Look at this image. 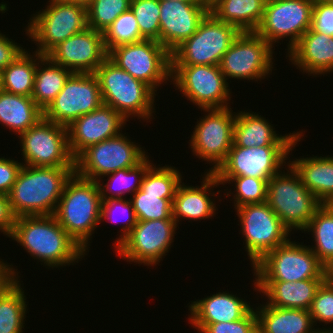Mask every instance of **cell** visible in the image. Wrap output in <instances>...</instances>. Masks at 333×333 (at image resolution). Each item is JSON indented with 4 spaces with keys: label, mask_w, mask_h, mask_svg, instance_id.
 <instances>
[{
    "label": "cell",
    "mask_w": 333,
    "mask_h": 333,
    "mask_svg": "<svg viewBox=\"0 0 333 333\" xmlns=\"http://www.w3.org/2000/svg\"><path fill=\"white\" fill-rule=\"evenodd\" d=\"M159 1H165V0H159ZM170 1V0H167ZM173 1H182V2H204V0H173Z\"/></svg>",
    "instance_id": "53"
},
{
    "label": "cell",
    "mask_w": 333,
    "mask_h": 333,
    "mask_svg": "<svg viewBox=\"0 0 333 333\" xmlns=\"http://www.w3.org/2000/svg\"><path fill=\"white\" fill-rule=\"evenodd\" d=\"M209 12L205 2L160 1L159 43L171 53L196 32Z\"/></svg>",
    "instance_id": "21"
},
{
    "label": "cell",
    "mask_w": 333,
    "mask_h": 333,
    "mask_svg": "<svg viewBox=\"0 0 333 333\" xmlns=\"http://www.w3.org/2000/svg\"><path fill=\"white\" fill-rule=\"evenodd\" d=\"M72 71L37 53V68L32 98L44 111L63 89Z\"/></svg>",
    "instance_id": "32"
},
{
    "label": "cell",
    "mask_w": 333,
    "mask_h": 333,
    "mask_svg": "<svg viewBox=\"0 0 333 333\" xmlns=\"http://www.w3.org/2000/svg\"><path fill=\"white\" fill-rule=\"evenodd\" d=\"M256 32H240L219 63L224 77L258 81L272 73L275 50Z\"/></svg>",
    "instance_id": "16"
},
{
    "label": "cell",
    "mask_w": 333,
    "mask_h": 333,
    "mask_svg": "<svg viewBox=\"0 0 333 333\" xmlns=\"http://www.w3.org/2000/svg\"><path fill=\"white\" fill-rule=\"evenodd\" d=\"M26 50L1 72L2 90L32 97L37 68V52L34 57Z\"/></svg>",
    "instance_id": "34"
},
{
    "label": "cell",
    "mask_w": 333,
    "mask_h": 333,
    "mask_svg": "<svg viewBox=\"0 0 333 333\" xmlns=\"http://www.w3.org/2000/svg\"><path fill=\"white\" fill-rule=\"evenodd\" d=\"M177 226L175 220L137 221L128 236L114 249L119 258L129 263L154 267L172 247Z\"/></svg>",
    "instance_id": "17"
},
{
    "label": "cell",
    "mask_w": 333,
    "mask_h": 333,
    "mask_svg": "<svg viewBox=\"0 0 333 333\" xmlns=\"http://www.w3.org/2000/svg\"><path fill=\"white\" fill-rule=\"evenodd\" d=\"M287 173L282 169L268 181L266 203L277 214L282 224L290 231L303 230L321 203L303 185L298 173L287 164Z\"/></svg>",
    "instance_id": "5"
},
{
    "label": "cell",
    "mask_w": 333,
    "mask_h": 333,
    "mask_svg": "<svg viewBox=\"0 0 333 333\" xmlns=\"http://www.w3.org/2000/svg\"><path fill=\"white\" fill-rule=\"evenodd\" d=\"M47 7L33 14L25 32L37 44L35 52L47 55L60 42L88 27L87 6L63 0H49Z\"/></svg>",
    "instance_id": "6"
},
{
    "label": "cell",
    "mask_w": 333,
    "mask_h": 333,
    "mask_svg": "<svg viewBox=\"0 0 333 333\" xmlns=\"http://www.w3.org/2000/svg\"><path fill=\"white\" fill-rule=\"evenodd\" d=\"M202 110L206 115L197 119L189 145L193 155L214 165L207 172H215L233 145L236 113L230 107Z\"/></svg>",
    "instance_id": "13"
},
{
    "label": "cell",
    "mask_w": 333,
    "mask_h": 333,
    "mask_svg": "<svg viewBox=\"0 0 333 333\" xmlns=\"http://www.w3.org/2000/svg\"><path fill=\"white\" fill-rule=\"evenodd\" d=\"M176 90L201 109L231 107L229 83L217 65H171ZM229 87V88H228Z\"/></svg>",
    "instance_id": "10"
},
{
    "label": "cell",
    "mask_w": 333,
    "mask_h": 333,
    "mask_svg": "<svg viewBox=\"0 0 333 333\" xmlns=\"http://www.w3.org/2000/svg\"><path fill=\"white\" fill-rule=\"evenodd\" d=\"M304 232H312L315 245H308L326 267L333 266V210L321 204L314 212Z\"/></svg>",
    "instance_id": "36"
},
{
    "label": "cell",
    "mask_w": 333,
    "mask_h": 333,
    "mask_svg": "<svg viewBox=\"0 0 333 333\" xmlns=\"http://www.w3.org/2000/svg\"><path fill=\"white\" fill-rule=\"evenodd\" d=\"M138 221L174 220L172 202L161 195L144 194L140 189L130 199Z\"/></svg>",
    "instance_id": "41"
},
{
    "label": "cell",
    "mask_w": 333,
    "mask_h": 333,
    "mask_svg": "<svg viewBox=\"0 0 333 333\" xmlns=\"http://www.w3.org/2000/svg\"><path fill=\"white\" fill-rule=\"evenodd\" d=\"M314 1L333 3V0H314Z\"/></svg>",
    "instance_id": "56"
},
{
    "label": "cell",
    "mask_w": 333,
    "mask_h": 333,
    "mask_svg": "<svg viewBox=\"0 0 333 333\" xmlns=\"http://www.w3.org/2000/svg\"><path fill=\"white\" fill-rule=\"evenodd\" d=\"M114 214H116L114 216ZM122 214L124 217H118V215ZM115 217V218H114ZM117 218V219H116ZM119 218V219H118ZM124 220L125 225L120 227V236L119 239L115 240L114 247L116 248L129 234L132 228L137 224V218L135 215V211L133 209L132 203L130 198H121V199H107L102 200L101 202V212H100V222L103 220L111 221L113 224L123 222Z\"/></svg>",
    "instance_id": "42"
},
{
    "label": "cell",
    "mask_w": 333,
    "mask_h": 333,
    "mask_svg": "<svg viewBox=\"0 0 333 333\" xmlns=\"http://www.w3.org/2000/svg\"><path fill=\"white\" fill-rule=\"evenodd\" d=\"M309 313L312 316L314 326L319 321V324L333 323V285L326 279L318 288L315 298L309 308Z\"/></svg>",
    "instance_id": "44"
},
{
    "label": "cell",
    "mask_w": 333,
    "mask_h": 333,
    "mask_svg": "<svg viewBox=\"0 0 333 333\" xmlns=\"http://www.w3.org/2000/svg\"><path fill=\"white\" fill-rule=\"evenodd\" d=\"M24 163L0 157V194L8 195Z\"/></svg>",
    "instance_id": "47"
},
{
    "label": "cell",
    "mask_w": 333,
    "mask_h": 333,
    "mask_svg": "<svg viewBox=\"0 0 333 333\" xmlns=\"http://www.w3.org/2000/svg\"><path fill=\"white\" fill-rule=\"evenodd\" d=\"M313 333H328L326 327L324 329L322 328H316V330Z\"/></svg>",
    "instance_id": "54"
},
{
    "label": "cell",
    "mask_w": 333,
    "mask_h": 333,
    "mask_svg": "<svg viewBox=\"0 0 333 333\" xmlns=\"http://www.w3.org/2000/svg\"><path fill=\"white\" fill-rule=\"evenodd\" d=\"M256 281L327 279V268L309 246L288 239L252 266Z\"/></svg>",
    "instance_id": "7"
},
{
    "label": "cell",
    "mask_w": 333,
    "mask_h": 333,
    "mask_svg": "<svg viewBox=\"0 0 333 333\" xmlns=\"http://www.w3.org/2000/svg\"><path fill=\"white\" fill-rule=\"evenodd\" d=\"M19 282L16 278L0 294V333H23L28 304Z\"/></svg>",
    "instance_id": "35"
},
{
    "label": "cell",
    "mask_w": 333,
    "mask_h": 333,
    "mask_svg": "<svg viewBox=\"0 0 333 333\" xmlns=\"http://www.w3.org/2000/svg\"><path fill=\"white\" fill-rule=\"evenodd\" d=\"M47 56L73 73H94L108 58L103 32L87 27L55 46Z\"/></svg>",
    "instance_id": "20"
},
{
    "label": "cell",
    "mask_w": 333,
    "mask_h": 333,
    "mask_svg": "<svg viewBox=\"0 0 333 333\" xmlns=\"http://www.w3.org/2000/svg\"><path fill=\"white\" fill-rule=\"evenodd\" d=\"M148 157L146 156L135 167L120 169L101 177L97 181L101 199H121L125 197L124 194L126 193L135 194L141 187L146 170L153 164ZM106 176L109 177L107 178L108 182L104 183V181L102 182V178Z\"/></svg>",
    "instance_id": "33"
},
{
    "label": "cell",
    "mask_w": 333,
    "mask_h": 333,
    "mask_svg": "<svg viewBox=\"0 0 333 333\" xmlns=\"http://www.w3.org/2000/svg\"><path fill=\"white\" fill-rule=\"evenodd\" d=\"M182 175L173 166L156 167L153 164L146 170L140 190L144 194L161 195V199L173 202L176 191L183 181Z\"/></svg>",
    "instance_id": "37"
},
{
    "label": "cell",
    "mask_w": 333,
    "mask_h": 333,
    "mask_svg": "<svg viewBox=\"0 0 333 333\" xmlns=\"http://www.w3.org/2000/svg\"><path fill=\"white\" fill-rule=\"evenodd\" d=\"M258 333H313L309 310L289 309L260 304L255 309Z\"/></svg>",
    "instance_id": "28"
},
{
    "label": "cell",
    "mask_w": 333,
    "mask_h": 333,
    "mask_svg": "<svg viewBox=\"0 0 333 333\" xmlns=\"http://www.w3.org/2000/svg\"><path fill=\"white\" fill-rule=\"evenodd\" d=\"M2 89V83H1V71H0V90Z\"/></svg>",
    "instance_id": "59"
},
{
    "label": "cell",
    "mask_w": 333,
    "mask_h": 333,
    "mask_svg": "<svg viewBox=\"0 0 333 333\" xmlns=\"http://www.w3.org/2000/svg\"><path fill=\"white\" fill-rule=\"evenodd\" d=\"M327 205L333 210V199Z\"/></svg>",
    "instance_id": "57"
},
{
    "label": "cell",
    "mask_w": 333,
    "mask_h": 333,
    "mask_svg": "<svg viewBox=\"0 0 333 333\" xmlns=\"http://www.w3.org/2000/svg\"><path fill=\"white\" fill-rule=\"evenodd\" d=\"M102 105V95L94 73H73L63 89L43 111V117L67 127L80 116Z\"/></svg>",
    "instance_id": "19"
},
{
    "label": "cell",
    "mask_w": 333,
    "mask_h": 333,
    "mask_svg": "<svg viewBox=\"0 0 333 333\" xmlns=\"http://www.w3.org/2000/svg\"><path fill=\"white\" fill-rule=\"evenodd\" d=\"M101 195L97 181L75 172L67 180L58 202L55 218L61 227L85 251L94 230L101 223Z\"/></svg>",
    "instance_id": "3"
},
{
    "label": "cell",
    "mask_w": 333,
    "mask_h": 333,
    "mask_svg": "<svg viewBox=\"0 0 333 333\" xmlns=\"http://www.w3.org/2000/svg\"><path fill=\"white\" fill-rule=\"evenodd\" d=\"M131 0H92L87 5L88 27L104 32L114 20L130 9Z\"/></svg>",
    "instance_id": "40"
},
{
    "label": "cell",
    "mask_w": 333,
    "mask_h": 333,
    "mask_svg": "<svg viewBox=\"0 0 333 333\" xmlns=\"http://www.w3.org/2000/svg\"><path fill=\"white\" fill-rule=\"evenodd\" d=\"M310 29L333 37V3L314 1Z\"/></svg>",
    "instance_id": "46"
},
{
    "label": "cell",
    "mask_w": 333,
    "mask_h": 333,
    "mask_svg": "<svg viewBox=\"0 0 333 333\" xmlns=\"http://www.w3.org/2000/svg\"><path fill=\"white\" fill-rule=\"evenodd\" d=\"M327 279L332 283L333 285V266H330L327 268Z\"/></svg>",
    "instance_id": "51"
},
{
    "label": "cell",
    "mask_w": 333,
    "mask_h": 333,
    "mask_svg": "<svg viewBox=\"0 0 333 333\" xmlns=\"http://www.w3.org/2000/svg\"><path fill=\"white\" fill-rule=\"evenodd\" d=\"M243 298L229 292H218L189 305L190 324L233 322L242 319L253 307Z\"/></svg>",
    "instance_id": "27"
},
{
    "label": "cell",
    "mask_w": 333,
    "mask_h": 333,
    "mask_svg": "<svg viewBox=\"0 0 333 333\" xmlns=\"http://www.w3.org/2000/svg\"><path fill=\"white\" fill-rule=\"evenodd\" d=\"M220 184L235 182L234 208L247 204H260L266 202L268 181L247 176L217 177Z\"/></svg>",
    "instance_id": "39"
},
{
    "label": "cell",
    "mask_w": 333,
    "mask_h": 333,
    "mask_svg": "<svg viewBox=\"0 0 333 333\" xmlns=\"http://www.w3.org/2000/svg\"><path fill=\"white\" fill-rule=\"evenodd\" d=\"M204 174L200 187L187 186L184 182L178 186L172 202V217L177 225L181 218L197 221L209 219L216 214L217 207L211 196L220 194L221 190L214 194L211 189L214 190L215 186L218 187L221 184L213 172H205Z\"/></svg>",
    "instance_id": "23"
},
{
    "label": "cell",
    "mask_w": 333,
    "mask_h": 333,
    "mask_svg": "<svg viewBox=\"0 0 333 333\" xmlns=\"http://www.w3.org/2000/svg\"><path fill=\"white\" fill-rule=\"evenodd\" d=\"M266 0H215L210 12L240 32H255L264 16Z\"/></svg>",
    "instance_id": "30"
},
{
    "label": "cell",
    "mask_w": 333,
    "mask_h": 333,
    "mask_svg": "<svg viewBox=\"0 0 333 333\" xmlns=\"http://www.w3.org/2000/svg\"><path fill=\"white\" fill-rule=\"evenodd\" d=\"M286 57L302 73L313 76L330 74L333 72V37L309 28Z\"/></svg>",
    "instance_id": "24"
},
{
    "label": "cell",
    "mask_w": 333,
    "mask_h": 333,
    "mask_svg": "<svg viewBox=\"0 0 333 333\" xmlns=\"http://www.w3.org/2000/svg\"><path fill=\"white\" fill-rule=\"evenodd\" d=\"M240 31L211 12L196 32L171 52V65H217Z\"/></svg>",
    "instance_id": "8"
},
{
    "label": "cell",
    "mask_w": 333,
    "mask_h": 333,
    "mask_svg": "<svg viewBox=\"0 0 333 333\" xmlns=\"http://www.w3.org/2000/svg\"><path fill=\"white\" fill-rule=\"evenodd\" d=\"M236 211L245 237L244 248L252 266L289 239L290 231L266 202L243 205Z\"/></svg>",
    "instance_id": "15"
},
{
    "label": "cell",
    "mask_w": 333,
    "mask_h": 333,
    "mask_svg": "<svg viewBox=\"0 0 333 333\" xmlns=\"http://www.w3.org/2000/svg\"><path fill=\"white\" fill-rule=\"evenodd\" d=\"M146 156L143 147L121 133L83 150L75 158V173L85 179L98 181L101 176L135 167Z\"/></svg>",
    "instance_id": "11"
},
{
    "label": "cell",
    "mask_w": 333,
    "mask_h": 333,
    "mask_svg": "<svg viewBox=\"0 0 333 333\" xmlns=\"http://www.w3.org/2000/svg\"><path fill=\"white\" fill-rule=\"evenodd\" d=\"M43 117V110L32 97L0 90V124L18 136Z\"/></svg>",
    "instance_id": "31"
},
{
    "label": "cell",
    "mask_w": 333,
    "mask_h": 333,
    "mask_svg": "<svg viewBox=\"0 0 333 333\" xmlns=\"http://www.w3.org/2000/svg\"><path fill=\"white\" fill-rule=\"evenodd\" d=\"M24 165L36 167H75L69 149L67 127L42 117L19 135Z\"/></svg>",
    "instance_id": "12"
},
{
    "label": "cell",
    "mask_w": 333,
    "mask_h": 333,
    "mask_svg": "<svg viewBox=\"0 0 333 333\" xmlns=\"http://www.w3.org/2000/svg\"><path fill=\"white\" fill-rule=\"evenodd\" d=\"M303 133L294 141L292 146H255L240 147L234 143L228 152L226 160L213 172L216 177L259 178L265 181L276 175L286 160H289L290 151L300 142ZM288 158V159H287Z\"/></svg>",
    "instance_id": "18"
},
{
    "label": "cell",
    "mask_w": 333,
    "mask_h": 333,
    "mask_svg": "<svg viewBox=\"0 0 333 333\" xmlns=\"http://www.w3.org/2000/svg\"><path fill=\"white\" fill-rule=\"evenodd\" d=\"M0 259V294L7 288L16 278L19 279L20 277L18 274L17 269L14 270V268L11 265H8L9 263H6L5 261H1ZM5 262V263H4Z\"/></svg>",
    "instance_id": "50"
},
{
    "label": "cell",
    "mask_w": 333,
    "mask_h": 333,
    "mask_svg": "<svg viewBox=\"0 0 333 333\" xmlns=\"http://www.w3.org/2000/svg\"><path fill=\"white\" fill-rule=\"evenodd\" d=\"M258 113L240 111L236 113L233 143L240 147L292 146L303 133L293 132L279 135L273 125Z\"/></svg>",
    "instance_id": "25"
},
{
    "label": "cell",
    "mask_w": 333,
    "mask_h": 333,
    "mask_svg": "<svg viewBox=\"0 0 333 333\" xmlns=\"http://www.w3.org/2000/svg\"><path fill=\"white\" fill-rule=\"evenodd\" d=\"M107 52L116 46L137 43L145 40L138 27L137 19L131 9L120 14L103 32Z\"/></svg>",
    "instance_id": "38"
},
{
    "label": "cell",
    "mask_w": 333,
    "mask_h": 333,
    "mask_svg": "<svg viewBox=\"0 0 333 333\" xmlns=\"http://www.w3.org/2000/svg\"><path fill=\"white\" fill-rule=\"evenodd\" d=\"M130 9L137 19L141 36L145 40H155L159 42L160 1L131 0Z\"/></svg>",
    "instance_id": "43"
},
{
    "label": "cell",
    "mask_w": 333,
    "mask_h": 333,
    "mask_svg": "<svg viewBox=\"0 0 333 333\" xmlns=\"http://www.w3.org/2000/svg\"><path fill=\"white\" fill-rule=\"evenodd\" d=\"M67 2H73V3H80L82 5L87 6L92 0H63Z\"/></svg>",
    "instance_id": "52"
},
{
    "label": "cell",
    "mask_w": 333,
    "mask_h": 333,
    "mask_svg": "<svg viewBox=\"0 0 333 333\" xmlns=\"http://www.w3.org/2000/svg\"><path fill=\"white\" fill-rule=\"evenodd\" d=\"M108 58L156 93L161 84L171 80V53L158 41L116 46L108 52Z\"/></svg>",
    "instance_id": "9"
},
{
    "label": "cell",
    "mask_w": 333,
    "mask_h": 333,
    "mask_svg": "<svg viewBox=\"0 0 333 333\" xmlns=\"http://www.w3.org/2000/svg\"><path fill=\"white\" fill-rule=\"evenodd\" d=\"M326 279H307L295 282L256 281L254 291L262 293L269 306L309 310L316 292Z\"/></svg>",
    "instance_id": "26"
},
{
    "label": "cell",
    "mask_w": 333,
    "mask_h": 333,
    "mask_svg": "<svg viewBox=\"0 0 333 333\" xmlns=\"http://www.w3.org/2000/svg\"><path fill=\"white\" fill-rule=\"evenodd\" d=\"M314 0H268L264 16L255 31L272 47L288 38V52L311 27Z\"/></svg>",
    "instance_id": "14"
},
{
    "label": "cell",
    "mask_w": 333,
    "mask_h": 333,
    "mask_svg": "<svg viewBox=\"0 0 333 333\" xmlns=\"http://www.w3.org/2000/svg\"><path fill=\"white\" fill-rule=\"evenodd\" d=\"M75 167L23 165L8 194L13 216L54 215L67 180Z\"/></svg>",
    "instance_id": "2"
},
{
    "label": "cell",
    "mask_w": 333,
    "mask_h": 333,
    "mask_svg": "<svg viewBox=\"0 0 333 333\" xmlns=\"http://www.w3.org/2000/svg\"><path fill=\"white\" fill-rule=\"evenodd\" d=\"M14 220L8 195L0 194V232L9 237L13 230Z\"/></svg>",
    "instance_id": "49"
},
{
    "label": "cell",
    "mask_w": 333,
    "mask_h": 333,
    "mask_svg": "<svg viewBox=\"0 0 333 333\" xmlns=\"http://www.w3.org/2000/svg\"><path fill=\"white\" fill-rule=\"evenodd\" d=\"M25 48L17 42L9 39L0 31V71L2 72L12 62H14L23 52Z\"/></svg>",
    "instance_id": "48"
},
{
    "label": "cell",
    "mask_w": 333,
    "mask_h": 333,
    "mask_svg": "<svg viewBox=\"0 0 333 333\" xmlns=\"http://www.w3.org/2000/svg\"><path fill=\"white\" fill-rule=\"evenodd\" d=\"M94 75L104 105L112 107L127 121L130 116L147 122L153 119L156 93L150 86L135 79L109 58L95 70Z\"/></svg>",
    "instance_id": "4"
},
{
    "label": "cell",
    "mask_w": 333,
    "mask_h": 333,
    "mask_svg": "<svg viewBox=\"0 0 333 333\" xmlns=\"http://www.w3.org/2000/svg\"><path fill=\"white\" fill-rule=\"evenodd\" d=\"M215 0H204L207 5H211Z\"/></svg>",
    "instance_id": "55"
},
{
    "label": "cell",
    "mask_w": 333,
    "mask_h": 333,
    "mask_svg": "<svg viewBox=\"0 0 333 333\" xmlns=\"http://www.w3.org/2000/svg\"><path fill=\"white\" fill-rule=\"evenodd\" d=\"M327 332H328V333H333V327H332V328H329V329H327Z\"/></svg>",
    "instance_id": "58"
},
{
    "label": "cell",
    "mask_w": 333,
    "mask_h": 333,
    "mask_svg": "<svg viewBox=\"0 0 333 333\" xmlns=\"http://www.w3.org/2000/svg\"><path fill=\"white\" fill-rule=\"evenodd\" d=\"M288 163L321 204H328L333 199V156L296 158Z\"/></svg>",
    "instance_id": "29"
},
{
    "label": "cell",
    "mask_w": 333,
    "mask_h": 333,
    "mask_svg": "<svg viewBox=\"0 0 333 333\" xmlns=\"http://www.w3.org/2000/svg\"><path fill=\"white\" fill-rule=\"evenodd\" d=\"M199 333H258L257 315L252 308L242 319L233 322L191 324Z\"/></svg>",
    "instance_id": "45"
},
{
    "label": "cell",
    "mask_w": 333,
    "mask_h": 333,
    "mask_svg": "<svg viewBox=\"0 0 333 333\" xmlns=\"http://www.w3.org/2000/svg\"><path fill=\"white\" fill-rule=\"evenodd\" d=\"M126 122L122 115L104 104L80 116L67 126L72 156L76 158L87 147L120 135Z\"/></svg>",
    "instance_id": "22"
},
{
    "label": "cell",
    "mask_w": 333,
    "mask_h": 333,
    "mask_svg": "<svg viewBox=\"0 0 333 333\" xmlns=\"http://www.w3.org/2000/svg\"><path fill=\"white\" fill-rule=\"evenodd\" d=\"M9 238L19 243L32 258L53 269L74 265L86 255L54 215L16 217Z\"/></svg>",
    "instance_id": "1"
}]
</instances>
